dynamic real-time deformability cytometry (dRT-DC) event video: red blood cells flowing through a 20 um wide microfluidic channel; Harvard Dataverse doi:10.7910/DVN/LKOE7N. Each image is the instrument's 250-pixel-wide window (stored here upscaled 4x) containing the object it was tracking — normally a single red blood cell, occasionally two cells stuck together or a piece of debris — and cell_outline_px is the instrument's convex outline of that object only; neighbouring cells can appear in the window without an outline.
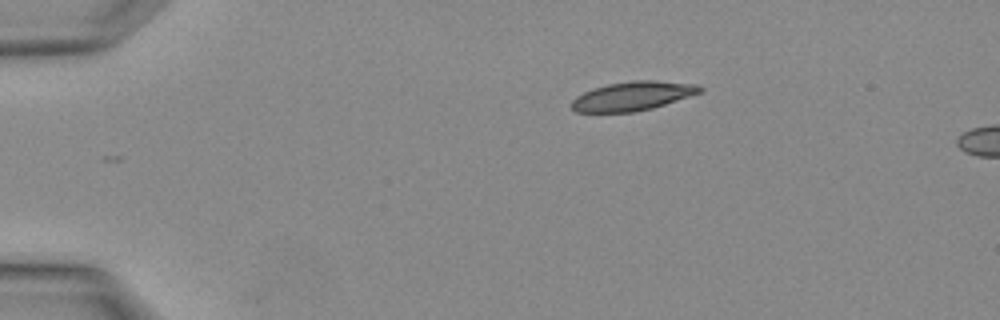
{"species": "Egyptian fruit bat (a non-hibernating species)", "species_latin": "Rousettus aegyptiacus", "temperature_condition": "warm", "stored_images_in_passage": 2, "camera_frame_rate_fps": 3000, "um_per_image_px": 0.085, "animal": {"sex": "female"}, "frame": {"image": 1, "passage_image": 1, "time_ms": 0.0, "image_size_px": [1000, 320], "cell_outline_px": [[704, 92], [652, 108], [636, 112], [576, 112], [572, 108], [572, 100], [576, 96], [584, 92], [608, 84], [632, 80], [656, 80], [700, 84], [704, 88]], "centroid_in_image_um": [53.85, 8.15], "position_along_channel_um": 31.1, "area_um2": 21.85}}